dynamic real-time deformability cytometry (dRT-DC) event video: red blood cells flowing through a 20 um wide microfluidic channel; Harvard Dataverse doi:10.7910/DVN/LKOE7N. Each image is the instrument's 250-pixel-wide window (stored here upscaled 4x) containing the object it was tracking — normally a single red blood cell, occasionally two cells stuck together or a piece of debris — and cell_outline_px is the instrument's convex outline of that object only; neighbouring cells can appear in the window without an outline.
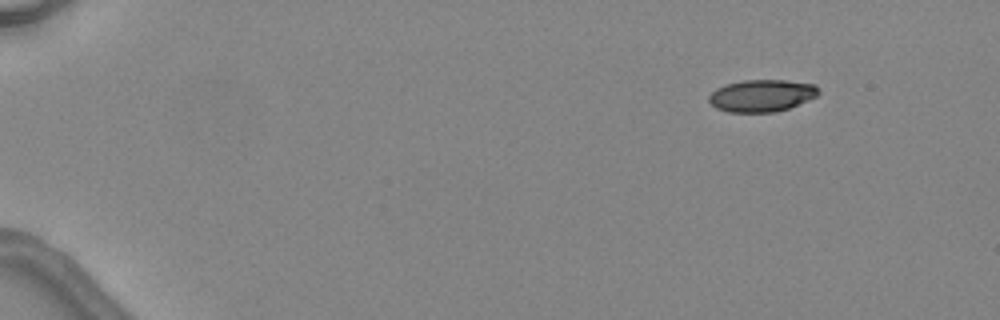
{"species": "common noctule bat (a hibernating species)", "species_latin": "Nyctalus noctula", "temperature_condition": "warm", "stored_images_in_passage": 4, "camera_frame_rate_fps": 3000, "um_per_image_px": 0.085, "animal": {"sex": "female", "body_mass_g": 24.6, "forearm_length_mm": 56.2}, "frame": {"image": 1, "passage_image": 1, "time_ms": 0.0, "image_size_px": [1000, 320], "cell_outline_px": [[820, 92], [816, 96], [808, 100], [788, 108], [776, 112], [728, 112], [716, 108], [708, 100], [708, 96], [716, 88], [724, 84], [744, 80], [784, 80], [816, 84]], "centroid_in_image_um": [64.73, 8.12], "position_along_channel_um": 20.3, "area_um2": 20.58}}
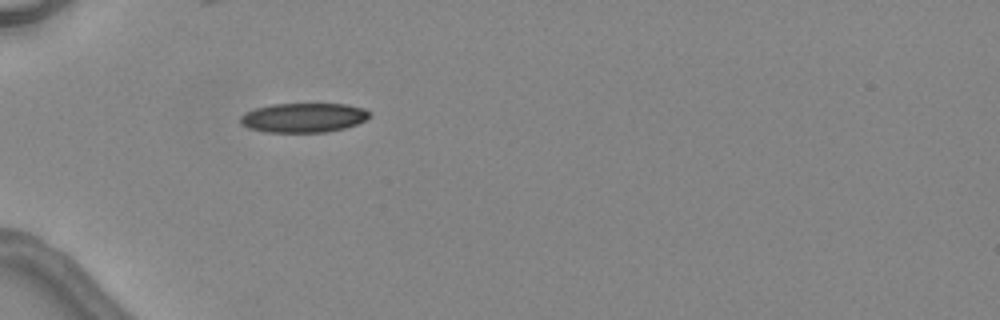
{"frame": {"image": 2, "passage_image": 4, "time_ms": 3.667, "image_size_px": [1000, 320], "cell_outline_px": [[372, 116], [356, 124], [344, 128], [328, 132], [268, 132], [248, 128], [240, 124], [240, 116], [244, 112], [256, 108], [272, 104], [344, 104], [364, 108], [372, 112]], "centroid_in_image_um": [25.8, 10.0], "position_along_channel_um": 59.2, "area_um2": 22.25}}